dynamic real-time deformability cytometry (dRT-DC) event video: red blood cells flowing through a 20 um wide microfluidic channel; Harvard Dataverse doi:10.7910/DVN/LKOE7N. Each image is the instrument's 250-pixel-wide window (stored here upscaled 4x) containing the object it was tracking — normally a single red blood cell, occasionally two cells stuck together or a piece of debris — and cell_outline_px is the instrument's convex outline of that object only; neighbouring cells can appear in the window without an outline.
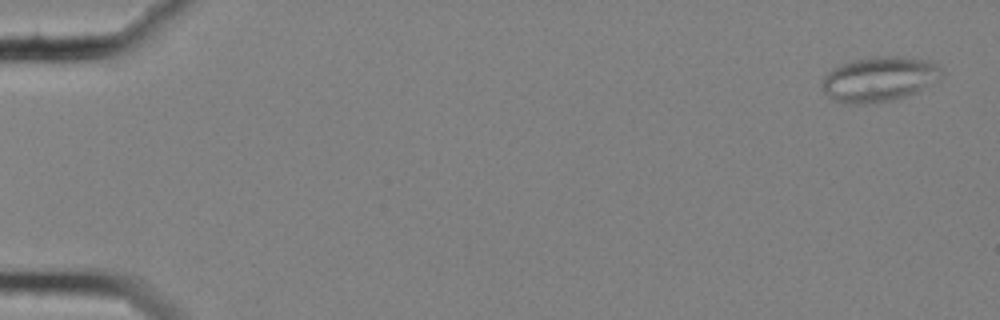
{"species": "common noctule bat (a hibernating species)", "species_latin": "Nyctalus noctula", "temperature_condition": "cold", "stored_images_in_passage": 59, "camera_frame_rate_fps": 3000, "um_per_image_px": 0.085, "animal": {"sex": "female", "body_mass_g": 25.1}, "frame": {"image": 1, "passage_image": 3, "time_ms": 0.667, "image_size_px": [1000, 320], "cell_outline_px": [[944, 72], [940, 76], [916, 92], [904, 96], [888, 100], [856, 104], [852, 104], [832, 100], [820, 88], [820, 84], [824, 76], [832, 68], [840, 64], [856, 60], [876, 56], [900, 56], [928, 60], [936, 64]], "centroid_in_image_um": [74.66, 6.7], "position_along_channel_um": 10.3, "area_um2": 30.87}}
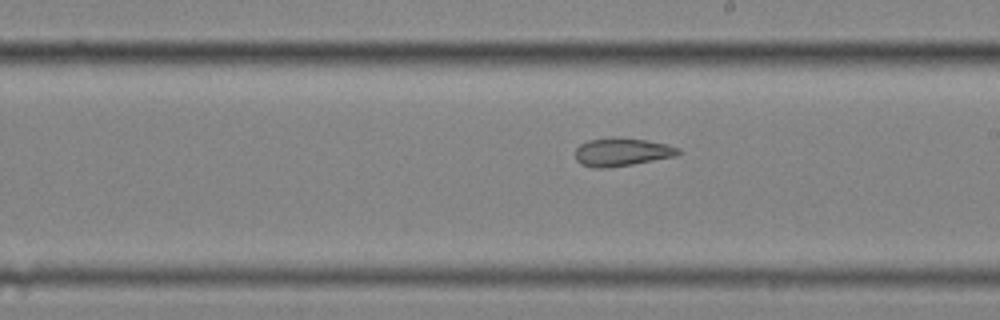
{"frame": {"image": 2, "passage_image": 35, "time_ms": 11.333, "image_size_px": [1000, 320], "cell_outline_px": [[680, 152], [676, 156], [632, 164], [608, 168], [592, 168], [580, 164], [576, 160], [576, 148], [580, 144], [588, 140], [644, 140], [668, 144], [680, 148]], "centroid_in_image_um": [52.86, 12.97], "position_along_channel_um": 236.1, "area_um2": 16.24}}
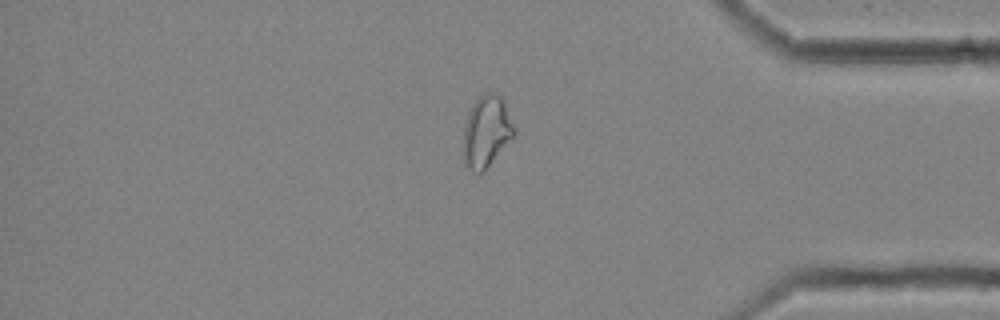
{"frame": {"image": 3, "passage_image": 50, "time_ms": 16.333, "image_size_px": [1000, 320], "cell_outline_px": [[516, 136], [484, 172], [472, 172], [464, 164], [460, 152], [464, 124], [468, 112], [472, 104], [484, 92], [496, 92], [504, 100], [516, 128]], "centroid_in_image_um": [41.34, 11.21], "position_along_channel_um": 393.9, "area_um2": 22.37}, "authors_computed_cell_mechanics": {"area_um2": 21.9062, "velocity_mm_per_s": 3.5494, "shape_relaxation_time_tau1_ms": null, "shape_relaxation_time_tau2_ms": 4.199, "deformation_change_tau1": null, "deformation_change_tau2": 0.1176}}